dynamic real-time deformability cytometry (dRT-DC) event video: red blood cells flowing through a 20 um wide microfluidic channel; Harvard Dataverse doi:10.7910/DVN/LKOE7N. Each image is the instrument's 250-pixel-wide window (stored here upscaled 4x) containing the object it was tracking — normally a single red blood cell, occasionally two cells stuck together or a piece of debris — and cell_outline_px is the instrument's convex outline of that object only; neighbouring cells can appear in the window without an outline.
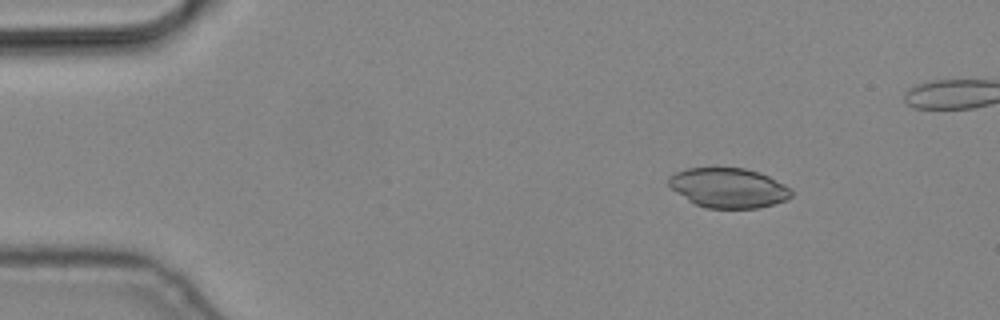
{"species": "common noctule bat (a hibernating species)", "species_latin": "Nyctalus noctula", "temperature_condition": "cold", "stored_images_in_passage": 5, "camera_frame_rate_fps": 3000, "um_per_image_px": 0.085, "animal": {"sex": "male", "body_mass_g": 19.2, "forearm_length_mm": 51.8}, "frame": {"image": 1, "passage_image": 2, "time_ms": 0.333, "image_size_px": [1000, 320], "cell_outline_px": [[792, 196], [788, 200], [756, 208], [704, 208], [688, 200], [676, 192], [668, 184], [668, 176], [676, 172], [688, 168], [744, 168], [760, 172], [792, 188]], "centroid_in_image_um": [61.93, 15.97], "position_along_channel_um": 23.1, "area_um2": 28.44}}